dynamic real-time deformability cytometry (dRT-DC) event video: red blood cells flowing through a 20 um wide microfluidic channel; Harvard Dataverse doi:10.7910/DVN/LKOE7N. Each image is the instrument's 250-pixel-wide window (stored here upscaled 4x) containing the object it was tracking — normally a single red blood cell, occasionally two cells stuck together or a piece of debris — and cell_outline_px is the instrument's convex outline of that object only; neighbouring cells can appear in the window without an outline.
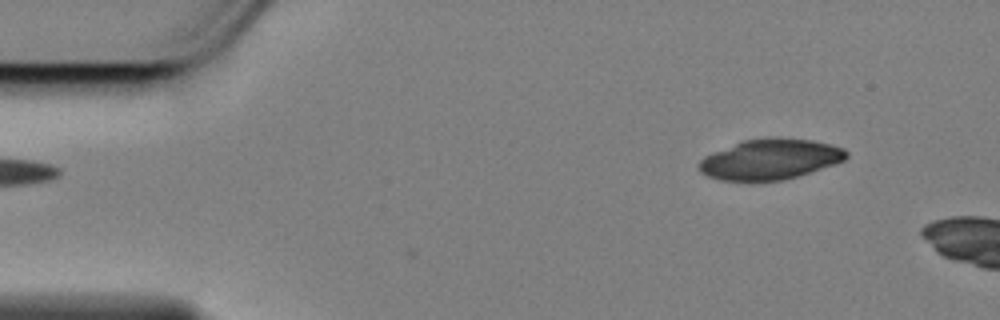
{"species": "Egyptian fruit bat (a non-hibernating species)", "species_latin": "Rousettus aegyptiacus", "temperature_condition": "cold", "stored_images_in_passage": 6, "camera_frame_rate_fps": 3000, "um_per_image_px": 0.085, "animal": {"sex": "female"}, "frame": {"image": 1, "passage_image": 1, "time_ms": 0.0, "image_size_px": [1000, 320], "cell_outline_px": [[848, 156], [844, 160], [836, 164], [784, 180], [720, 180], [708, 176], [700, 172], [696, 164], [704, 156], [712, 152], [744, 140], [812, 140], [832, 144], [844, 148], [848, 152]], "centroid_in_image_um": [65.45, 13.57], "position_along_channel_um": 19.5, "area_um2": 33.93}}